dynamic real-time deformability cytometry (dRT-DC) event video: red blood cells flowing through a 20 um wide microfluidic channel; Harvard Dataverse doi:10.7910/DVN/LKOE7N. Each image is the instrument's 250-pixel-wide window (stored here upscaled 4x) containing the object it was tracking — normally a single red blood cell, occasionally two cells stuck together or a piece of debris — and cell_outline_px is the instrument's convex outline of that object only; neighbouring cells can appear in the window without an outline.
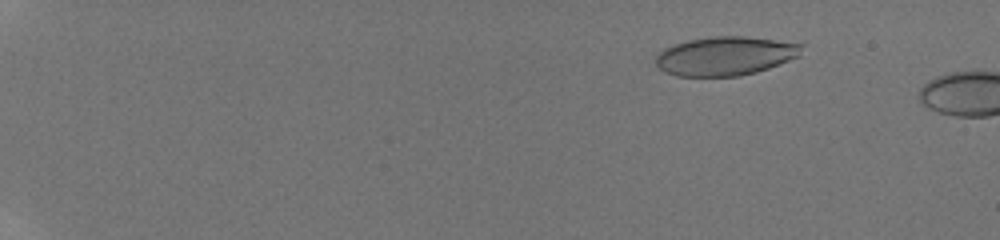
{"species": "human", "species_latin": "Homo sapiens", "temperature_condition": "room temperature", "stored_images_in_passage": 5, "camera_frame_rate_fps": 3000, "um_per_image_px": 0.085, "donor": {"sex": "male"}, "frame": {"image": 1, "passage_image": 3, "time_ms": 2.0, "image_size_px": [1000, 240], "cell_outline_px": [[804, 44], [800, 56], [768, 68], [756, 72], [740, 76], [676, 76], [664, 72], [656, 64], [656, 56], [664, 48], [688, 40], [708, 36], [744, 36]], "centroid_in_image_um": [61.65, 4.76], "position_along_channel_um": 23.3, "area_um2": 33.06}}